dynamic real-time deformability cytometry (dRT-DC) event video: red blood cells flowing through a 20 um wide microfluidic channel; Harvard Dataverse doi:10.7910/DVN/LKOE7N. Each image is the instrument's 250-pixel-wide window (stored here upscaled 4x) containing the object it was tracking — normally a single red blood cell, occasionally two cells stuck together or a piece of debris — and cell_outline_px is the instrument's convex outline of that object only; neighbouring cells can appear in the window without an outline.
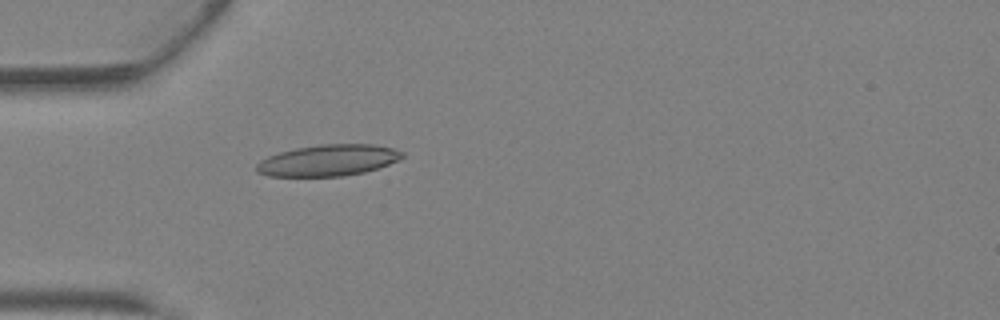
{"species": "Egyptian fruit bat (a non-hibernating species)", "species_latin": "Rousettus aegyptiacus", "temperature_condition": "warm", "stored_images_in_passage": 42, "camera_frame_rate_fps": 3000, "um_per_image_px": 0.085, "animal": {"sex": "female"}, "frame": {"image": 1, "passage_image": 13, "time_ms": 4.0, "image_size_px": [1000, 320], "cell_outline_px": [[404, 156], [400, 160], [364, 172], [344, 176], [268, 176], [256, 172], [256, 164], [260, 160], [268, 156], [280, 152], [296, 148], [320, 144], [372, 144], [392, 148], [404, 152]], "centroid_in_image_um": [27.89, 13.63], "position_along_channel_um": 57.1, "area_um2": 26.59}}
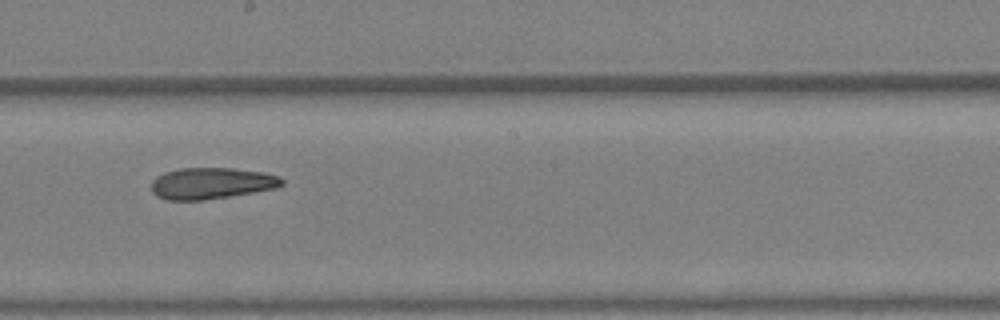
{"frame": {"image": 2, "passage_image": 24, "time_ms": 7.667, "image_size_px": [1000, 320], "cell_outline_px": [[284, 184], [276, 188], [204, 200], [164, 200], [156, 196], [152, 192], [152, 180], [156, 176], [164, 172], [180, 168], [232, 168], [264, 172], [280, 176], [284, 180]], "centroid_in_image_um": [17.96, 15.57], "position_along_channel_um": 230.2, "area_um2": 23.99}}
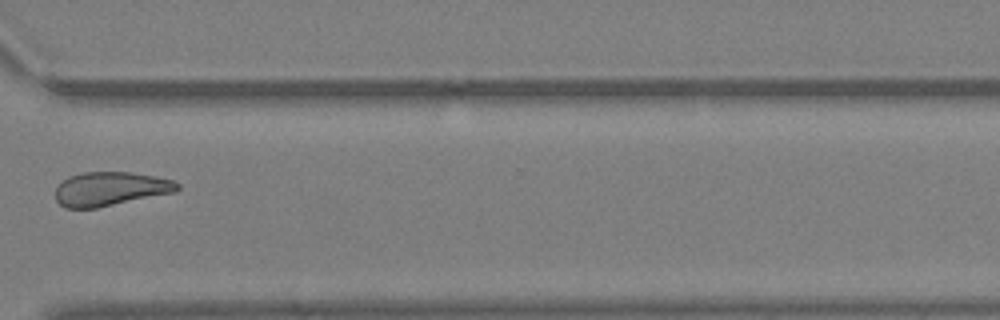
{"frame": {"image": 3, "passage_image": 32, "time_ms": 10.333, "image_size_px": [1000, 320], "cell_outline_px": [[180, 188], [176, 192], [96, 208], [64, 208], [56, 200], [56, 188], [68, 176], [84, 172], [128, 172], [156, 176], [172, 180], [180, 184]], "centroid_in_image_um": [9.39, 16.05], "position_along_channel_um": 361.2, "area_um2": 24.1}, "authors_computed_cell_mechanics": {"area_um2": 25.2008, "velocity_mm_per_s": 4.9164, "shape_relaxation_time_tau1_ms": null, "shape_relaxation_time_tau2_ms": 4.1736, "deformation_change_tau1": null, "deformation_change_tau2": 0.1319}}